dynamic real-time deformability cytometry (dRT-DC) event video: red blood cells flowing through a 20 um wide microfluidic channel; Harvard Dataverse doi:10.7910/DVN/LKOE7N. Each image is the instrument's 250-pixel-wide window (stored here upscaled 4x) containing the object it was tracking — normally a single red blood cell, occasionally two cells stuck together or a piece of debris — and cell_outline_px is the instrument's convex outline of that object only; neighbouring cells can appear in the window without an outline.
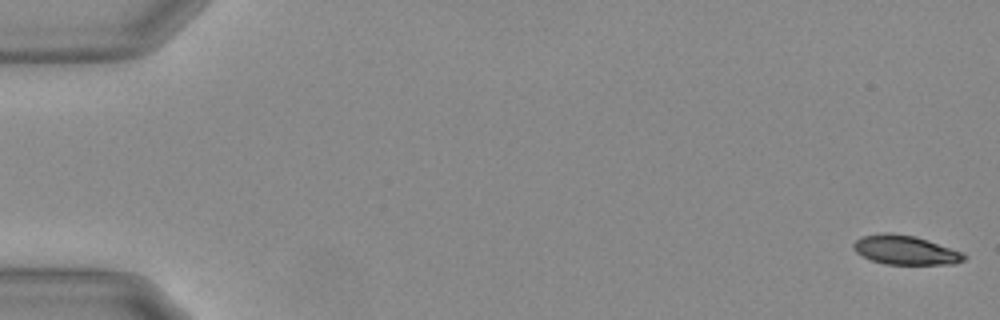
{"species": "Egyptian fruit bat (a non-hibernating species)", "species_latin": "Rousettus aegyptiacus", "temperature_condition": "warm", "stored_images_in_passage": 56, "camera_frame_rate_fps": 3000, "um_per_image_px": 0.085, "animal": {"sex": "female"}, "frame": {"image": 1, "passage_image": 1, "time_ms": 0.0, "image_size_px": [1000, 320], "cell_outline_px": [[968, 256], [964, 260], [952, 264], [884, 264], [872, 260], [856, 252], [852, 248], [852, 244], [856, 240], [864, 236], [884, 232], [916, 236], [964, 252]], "centroid_in_image_um": [76.98, 21.25], "position_along_channel_um": 8.0, "area_um2": 18.79}}
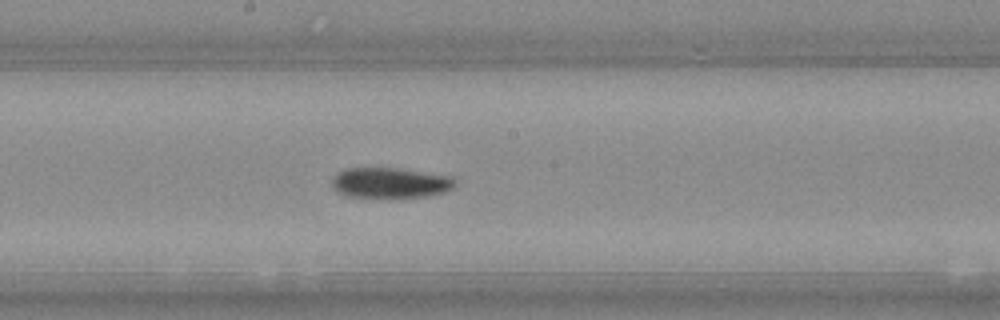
{"frame": {"image": 2, "passage_image": 31, "time_ms": 10.0, "image_size_px": [1000, 320], "cell_outline_px": [[456, 184], [452, 188], [444, 192], [424, 196], [348, 196], [340, 192], [332, 184], [332, 180], [340, 172], [348, 168], [396, 168], [452, 176], [456, 180]], "centroid_in_image_um": [33.23, 15.51], "position_along_channel_um": 215.0, "area_um2": 21.1}}
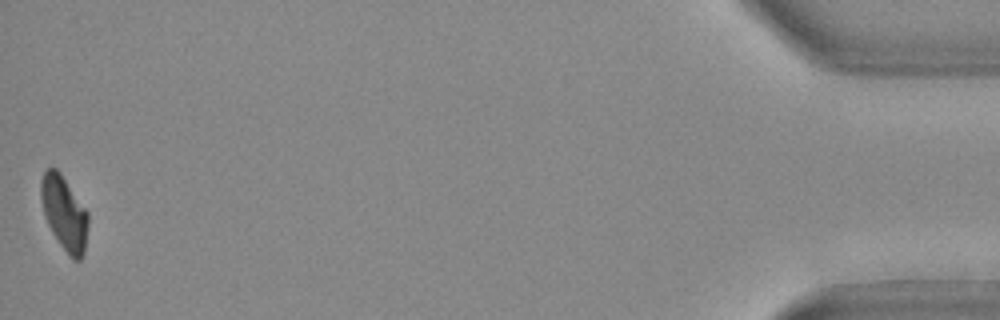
{"frame": {"image": 3, "passage_image": 56, "time_ms": 18.333, "image_size_px": [1000, 320], "cell_outline_px": [[88, 224], [84, 252], [80, 260], [72, 260], [68, 256], [52, 232], [44, 216], [40, 200], [40, 180], [44, 172], [48, 168], [56, 168], [60, 172], [88, 212]], "centroid_in_image_um": [5.44, 18.12], "position_along_channel_um": 429.8, "area_um2": 20.46}, "authors_computed_cell_mechanics": {"area_um2": 21.097, "velocity_mm_per_s": 3.6993, "shape_relaxation_time_tau1_ms": null, "shape_relaxation_time_tau2_ms": 9.6824, "deformation_change_tau1": null, "deformation_change_tau2": 0.1709}}